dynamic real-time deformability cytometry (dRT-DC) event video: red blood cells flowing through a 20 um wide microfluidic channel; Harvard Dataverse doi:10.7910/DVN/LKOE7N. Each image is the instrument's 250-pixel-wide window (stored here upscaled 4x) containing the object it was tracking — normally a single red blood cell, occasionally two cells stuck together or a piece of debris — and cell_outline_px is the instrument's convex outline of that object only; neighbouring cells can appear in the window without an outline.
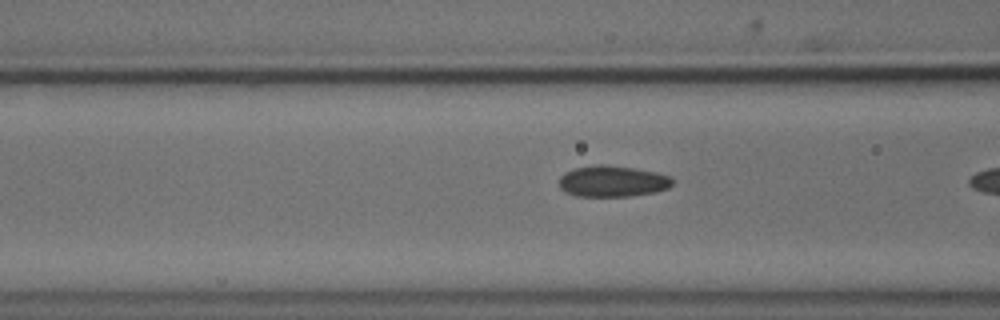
{"species": "common noctule bat (a hibernating species)", "species_latin": "Nyctalus noctula", "temperature_condition": "cold", "stored_images_in_passage": 21, "camera_frame_rate_fps": 3000, "um_per_image_px": 0.085, "animal": {"sex": "male", "body_mass_g": 18.8}, "frame": {"image": 1, "passage_image": 20, "time_ms": 6.333, "image_size_px": [1000, 320], "cell_outline_px": [[672, 184], [668, 188], [652, 192], [628, 196], [576, 196], [564, 192], [560, 188], [560, 176], [564, 172], [576, 168], [596, 164], [608, 164], [656, 172], [668, 176], [672, 180]], "centroid_in_image_um": [52.01, 15.4], "position_along_channel_um": 114.6, "area_um2": 20.46}}